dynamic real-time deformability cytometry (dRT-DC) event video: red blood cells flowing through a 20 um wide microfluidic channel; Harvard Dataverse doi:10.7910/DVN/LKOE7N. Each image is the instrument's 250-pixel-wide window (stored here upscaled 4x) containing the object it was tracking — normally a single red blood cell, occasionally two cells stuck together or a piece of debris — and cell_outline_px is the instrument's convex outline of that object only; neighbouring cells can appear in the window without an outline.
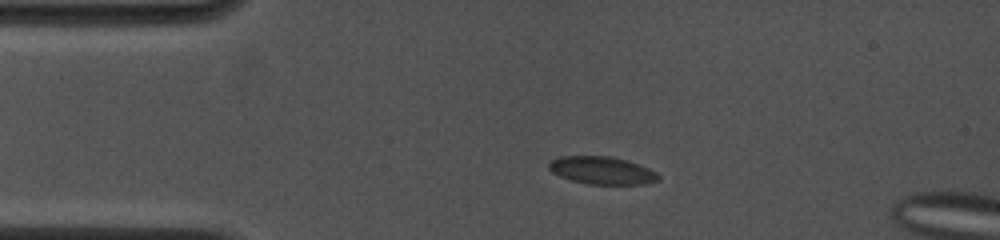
{"species": "common noctule bat (a hibernating species)", "species_latin": "Nyctalus noctula", "temperature_condition": "cold", "stored_images_in_passage": 47, "camera_frame_rate_fps": 4500, "um_per_image_px": 0.085, "animal": {"sex": "female", "body_mass_g": 19.0, "forearm_length_mm": 53.3}, "frame": {"image": 1, "passage_image": 9, "time_ms": 2.889, "image_size_px": [1000, 240], "cell_outline_px": [[660, 180], [648, 184], [588, 184], [572, 180], [560, 176], [552, 172], [548, 168], [548, 164], [552, 160], [560, 156], [612, 156], [648, 168], [656, 172], [660, 176]], "centroid_in_image_um": [51.17, 14.49], "position_along_channel_um": 33.8, "area_um2": 17.57}}
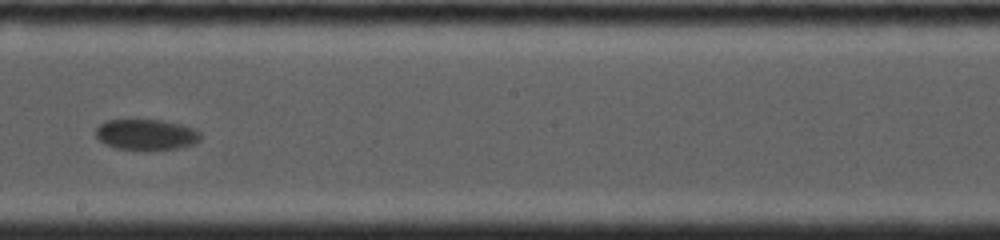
{"frame": {"image": 2, "passage_image": 26, "time_ms": 9.111, "image_size_px": [1000, 240], "cell_outline_px": [[200, 140], [192, 144], [176, 148], [144, 152], [116, 148], [104, 144], [96, 136], [96, 128], [100, 124], [108, 120], [164, 120], [196, 128], [200, 132]], "centroid_in_image_um": [12.43, 11.46], "position_along_channel_um": 235.8, "area_um2": 19.19}}
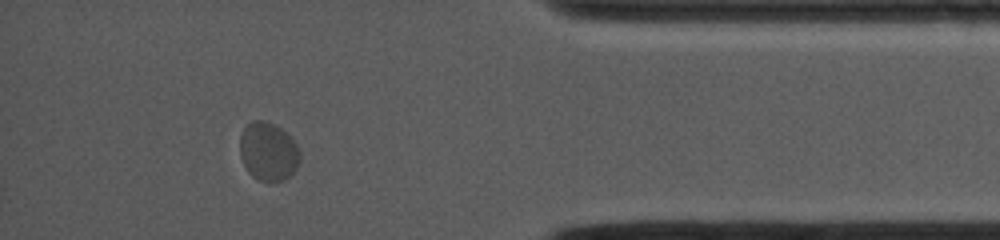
{"frame": {"image": 3, "passage_image": 41, "time_ms": 14.222, "image_size_px": [1000, 240], "cell_outline_px": [[300, 160], [296, 168], [284, 180], [256, 180], [248, 172], [240, 156], [240, 136], [244, 128], [252, 120], [264, 120], [280, 128], [300, 148]], "centroid_in_image_um": [22.79, 12.87], "position_along_channel_um": 412.4, "area_um2": 20.23}}